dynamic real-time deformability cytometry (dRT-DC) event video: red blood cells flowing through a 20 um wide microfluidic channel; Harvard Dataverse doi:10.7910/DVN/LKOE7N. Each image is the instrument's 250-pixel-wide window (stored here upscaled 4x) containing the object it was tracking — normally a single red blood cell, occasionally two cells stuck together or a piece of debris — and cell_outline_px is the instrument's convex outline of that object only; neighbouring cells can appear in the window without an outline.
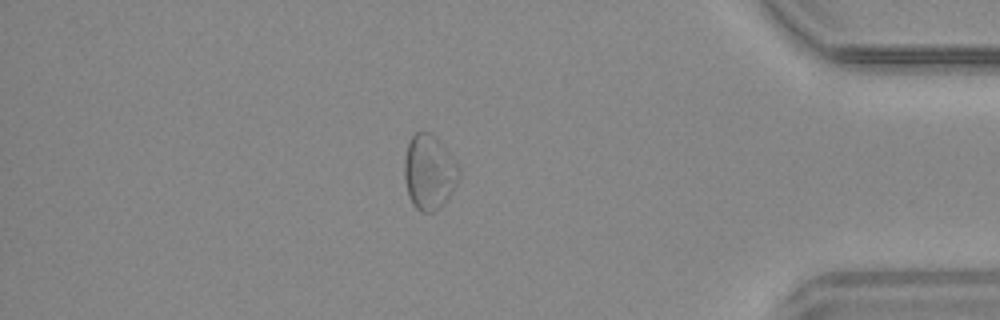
{"species": "common noctule bat (a hibernating species)", "species_latin": "Nyctalus noctula", "temperature_condition": "warm", "stored_images_in_passage": 36, "camera_frame_rate_fps": 3000, "um_per_image_px": 0.085, "animal": {"sex": "male", "body_mass_g": 20.4}, "frame": {"image": 1, "passage_image": 31, "time_ms": 10.0, "image_size_px": [1000, 320], "cell_outline_px": [[460, 176], [456, 184], [444, 204], [440, 208], [432, 212], [420, 212], [412, 204], [408, 196], [404, 180], [404, 156], [408, 144], [412, 136], [416, 132], [428, 132], [436, 136], [460, 164]], "centroid_in_image_um": [36.49, 14.63], "position_along_channel_um": 398.7, "area_um2": 24.28}}